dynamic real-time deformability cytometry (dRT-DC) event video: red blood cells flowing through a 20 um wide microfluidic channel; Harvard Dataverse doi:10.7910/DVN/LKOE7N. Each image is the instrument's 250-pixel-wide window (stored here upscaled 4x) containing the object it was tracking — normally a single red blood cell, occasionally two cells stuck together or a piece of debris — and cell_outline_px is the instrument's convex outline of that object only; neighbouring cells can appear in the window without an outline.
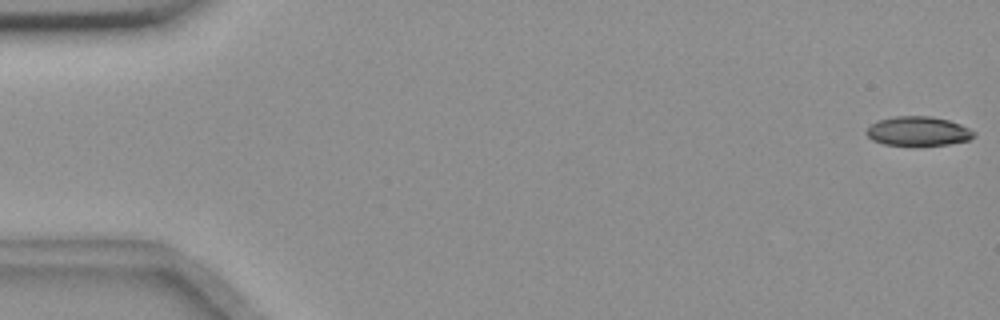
{"species": "common noctule bat (a hibernating species)", "species_latin": "Nyctalus noctula", "temperature_condition": "room temperature", "stored_images_in_passage": 9, "camera_frame_rate_fps": 3000, "um_per_image_px": 0.085, "animal": {"sex": "female", "body_mass_g": 18.4}, "frame": {"image": 1, "passage_image": 1, "time_ms": 0.0, "image_size_px": [1000, 320], "cell_outline_px": [[976, 136], [968, 140], [948, 144], [884, 144], [872, 140], [864, 132], [872, 124], [880, 120], [896, 116], [932, 116], [948, 120], [960, 124], [976, 132]], "centroid_in_image_um": [78.06, 11.13], "position_along_channel_um": 6.9, "area_um2": 17.98}}